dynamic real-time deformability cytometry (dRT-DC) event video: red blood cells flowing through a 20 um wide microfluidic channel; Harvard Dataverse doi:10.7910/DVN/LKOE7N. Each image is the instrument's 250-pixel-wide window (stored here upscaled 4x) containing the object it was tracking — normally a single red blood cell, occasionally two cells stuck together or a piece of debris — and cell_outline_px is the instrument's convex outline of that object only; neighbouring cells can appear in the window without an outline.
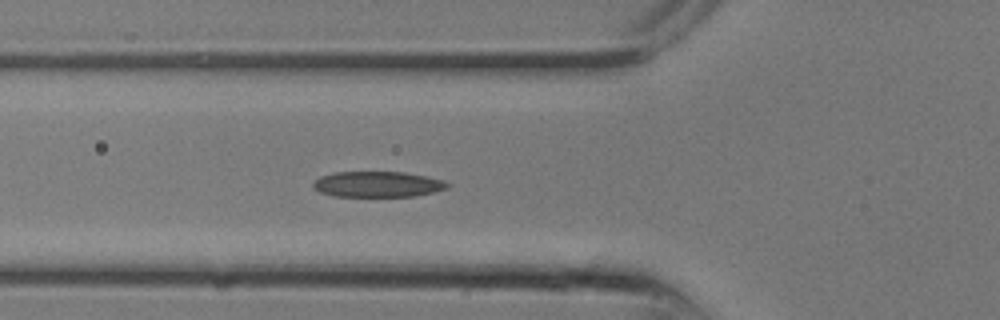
{"species": "common noctule bat (a hibernating species)", "species_latin": "Nyctalus noctula", "temperature_condition": "room temperature", "stored_images_in_passage": 6, "camera_frame_rate_fps": 3000, "um_per_image_px": 0.085, "animal": {"sex": "male", "body_mass_g": 13.3}, "frame": {"image": 1, "passage_image": 6, "time_ms": 1.667, "image_size_px": [1000, 320], "cell_outline_px": [[448, 188], [436, 192], [416, 196], [332, 196], [320, 192], [312, 188], [312, 184], [320, 176], [332, 172], [404, 172], [444, 180], [448, 184]], "centroid_in_image_um": [32.08, 15.66], "position_along_channel_um": 93.7, "area_um2": 20.17}}